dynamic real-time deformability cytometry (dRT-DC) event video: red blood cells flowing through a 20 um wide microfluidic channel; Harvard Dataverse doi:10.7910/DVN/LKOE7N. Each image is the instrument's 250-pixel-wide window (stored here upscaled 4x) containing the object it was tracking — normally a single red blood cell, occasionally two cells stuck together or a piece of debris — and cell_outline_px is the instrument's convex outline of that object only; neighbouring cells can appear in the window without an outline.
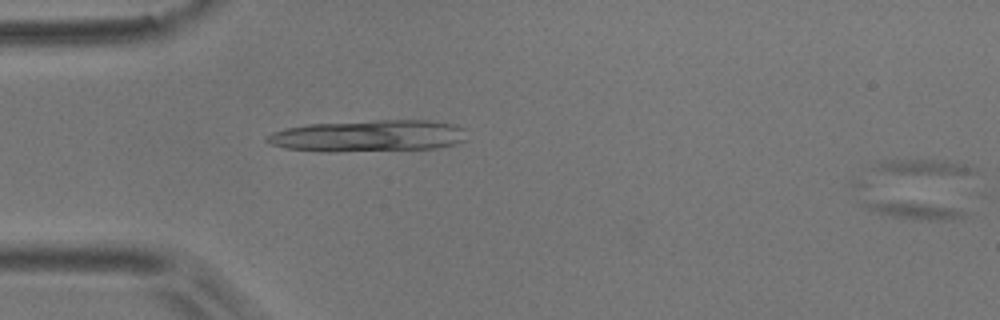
{"species": "common noctule bat (a hibernating species)", "species_latin": "Nyctalus noctula", "temperature_condition": "room temperature", "stored_images_in_passage": 14, "segment_of_instrument_passage": [2, 2], "camera_frame_rate_fps": 3000, "um_per_image_px": 0.085, "animal": {"sex": "male", "body_mass_g": 17.9}, "frame": {"image": 1, "passage_image": 14, "time_ms": 4.333, "image_size_px": [1000, 320], "cell_outline_px": [[972, 216], [964, 220], [912, 220], [892, 216], [876, 212], [864, 208], [860, 204], [864, 200], [928, 204], [952, 208], [964, 212]], "centroid_in_image_um": [77.78, 17.92], "position_along_channel_um": 7.2, "area_um2": 10.12}}